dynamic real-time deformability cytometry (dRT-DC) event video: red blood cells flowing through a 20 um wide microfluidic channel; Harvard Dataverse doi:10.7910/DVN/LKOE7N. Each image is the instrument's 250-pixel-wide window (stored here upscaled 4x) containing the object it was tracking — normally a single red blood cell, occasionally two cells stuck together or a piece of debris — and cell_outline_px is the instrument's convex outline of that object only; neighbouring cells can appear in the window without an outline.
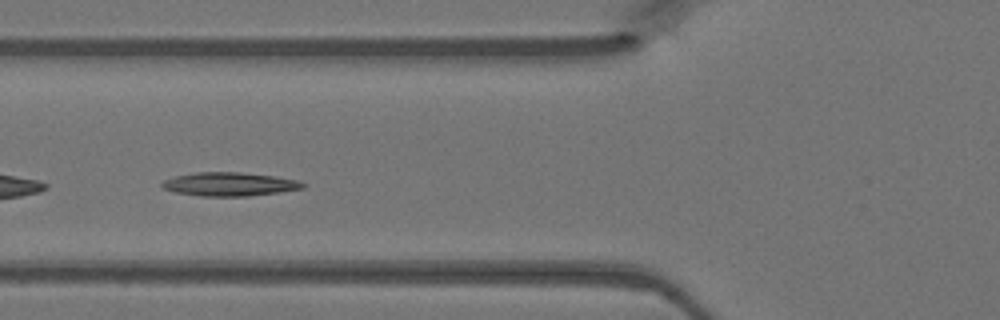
{"species": "Egyptian fruit bat (a non-hibernating species)", "species_latin": "Rousettus aegyptiacus", "temperature_condition": "warm", "stored_images_in_passage": 43, "camera_frame_rate_fps": 3000, "um_per_image_px": 0.085, "animal": {"sex": "female"}, "frame": {"image": 1, "passage_image": 13, "time_ms": 4.0, "image_size_px": [1000, 320], "cell_outline_px": [[308, 184], [304, 188], [280, 192], [248, 196], [200, 196], [176, 192], [164, 188], [160, 184], [164, 180], [176, 176], [196, 172], [240, 172], [276, 176], [300, 180]], "centroid_in_image_um": [19.58, 15.65], "position_along_channel_um": 106.2, "area_um2": 19.48}}
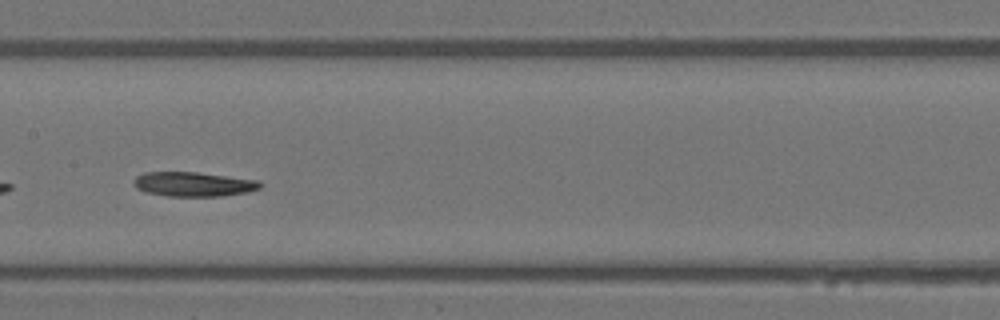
{"frame": {"image": 2, "passage_image": 19, "time_ms": 6.0, "image_size_px": [1000, 320], "cell_outline_px": [[264, 184], [260, 188], [248, 192], [220, 196], [168, 196], [144, 192], [136, 188], [132, 184], [132, 180], [136, 176], [144, 172], [196, 172], [260, 180]], "centroid_in_image_um": [16.43, 15.65], "position_along_channel_um": 191.0, "area_um2": 18.26}}
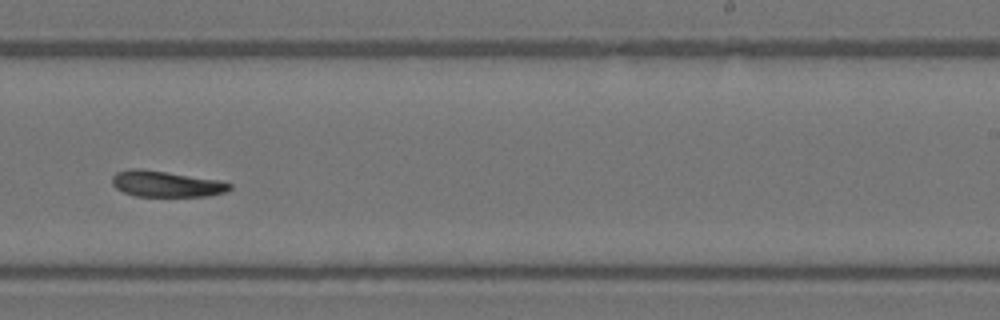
{"frame": {"image": 3, "passage_image": 25, "time_ms": 8.0, "image_size_px": [1000, 320], "cell_outline_px": [[232, 188], [228, 192], [208, 196], [136, 196], [124, 192], [116, 188], [112, 184], [112, 176], [116, 172], [128, 168], [140, 168], [168, 172], [220, 180], [232, 184]], "centroid_in_image_um": [14.14, 15.62], "position_along_channel_um": 274.9, "area_um2": 18.03}}